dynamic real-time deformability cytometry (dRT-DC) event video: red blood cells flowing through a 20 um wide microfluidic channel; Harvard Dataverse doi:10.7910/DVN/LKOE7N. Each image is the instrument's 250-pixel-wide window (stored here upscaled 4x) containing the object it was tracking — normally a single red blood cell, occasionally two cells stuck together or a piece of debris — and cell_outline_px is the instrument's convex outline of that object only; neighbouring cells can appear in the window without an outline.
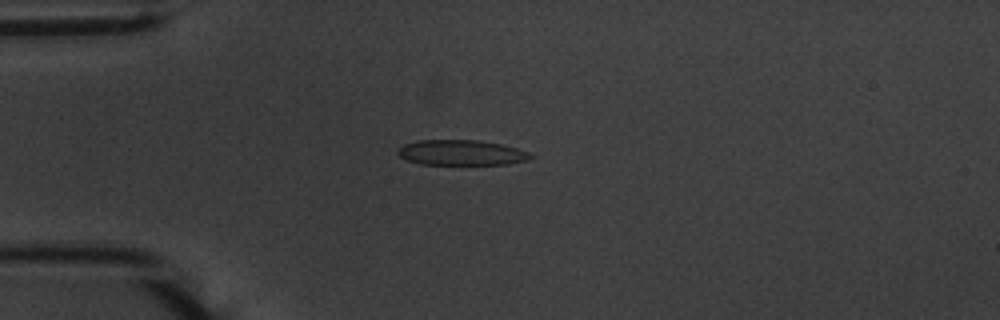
{"species": "common noctule bat (a hibernating species)", "species_latin": "Nyctalus noctula", "temperature_condition": "warm", "stored_images_in_passage": 52, "camera_frame_rate_fps": 3000, "um_per_image_px": 0.085, "animal": {"sex": "male", "body_mass_g": 20.1, "forearm_length_mm": 53.5}, "frame": {"image": 1, "passage_image": 12, "time_ms": 3.667, "image_size_px": [1000, 320], "cell_outline_px": [[532, 156], [528, 160], [508, 164], [420, 164], [408, 160], [400, 156], [396, 152], [404, 144], [416, 140], [476, 140], [500, 144], [516, 148], [528, 152]], "centroid_in_image_um": [39.19, 12.97], "position_along_channel_um": 45.8, "area_um2": 19.36}}
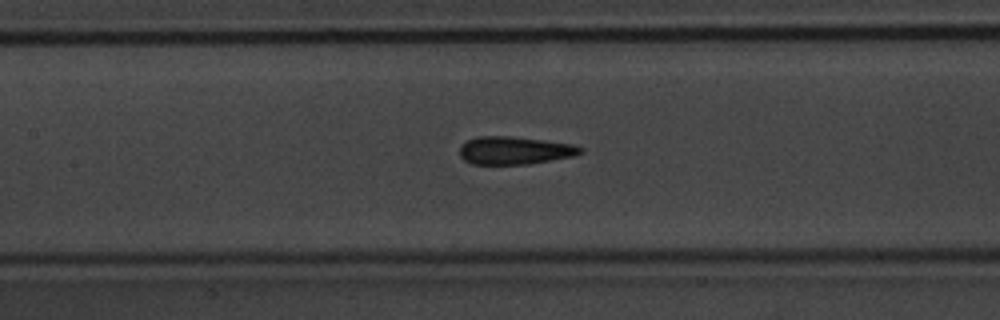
{"frame": {"image": 2, "passage_image": 23, "time_ms": 7.333, "image_size_px": [1000, 320], "cell_outline_px": [[584, 152], [572, 156], [528, 164], [472, 164], [464, 160], [460, 156], [460, 144], [476, 136], [508, 136], [544, 140], [572, 144], [584, 148]], "centroid_in_image_um": [43.72, 12.78], "position_along_channel_um": 163.7, "area_um2": 19.59}}
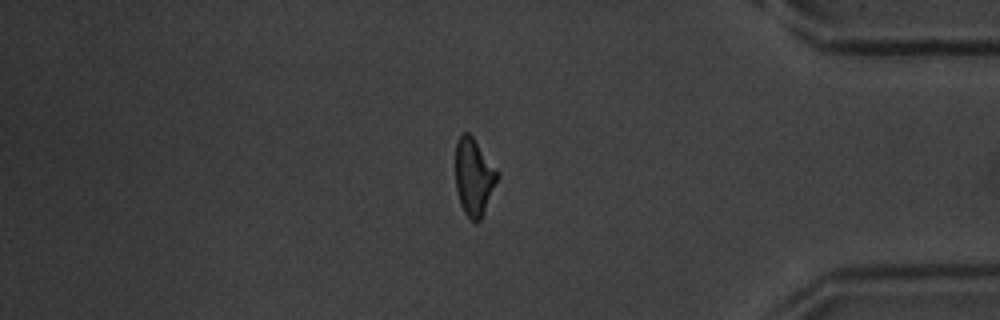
{"frame": {"image": 3, "passage_image": 44, "time_ms": 14.333, "image_size_px": [1000, 320], "cell_outline_px": [[500, 176], [480, 220], [476, 224], [464, 212], [460, 204], [456, 188], [456, 140], [464, 132], [468, 132], [472, 136], [500, 172]], "centroid_in_image_um": [40.3, 15.03], "position_along_channel_um": 394.9, "area_um2": 18.9}, "authors_computed_cell_mechanics": {"area_um2": 19.5075, "velocity_mm_per_s": 3.6918, "shape_relaxation_time_tau1_ms": 4.0049, "shape_relaxation_time_tau2_ms": 1.4621, "deformation_change_tau1": 0.1467, "deformation_change_tau2": 0.0936}}